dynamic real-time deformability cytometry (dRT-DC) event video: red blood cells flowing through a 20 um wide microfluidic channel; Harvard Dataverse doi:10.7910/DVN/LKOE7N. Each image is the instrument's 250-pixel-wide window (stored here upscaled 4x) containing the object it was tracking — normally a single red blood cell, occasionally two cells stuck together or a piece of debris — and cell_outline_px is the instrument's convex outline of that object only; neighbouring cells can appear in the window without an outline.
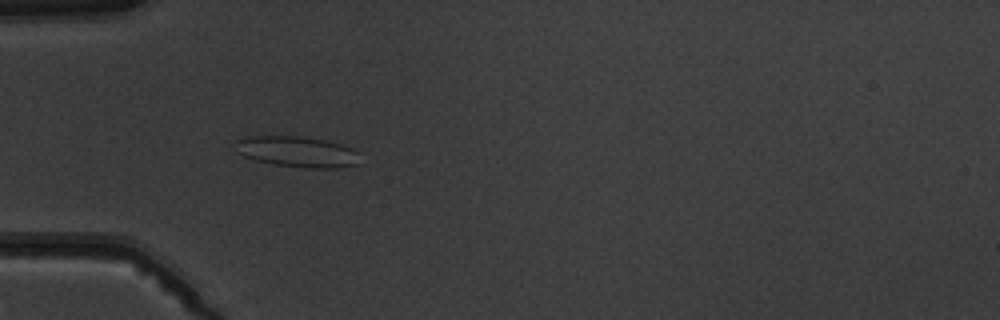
{"species": "common noctule bat (a hibernating species)", "species_latin": "Nyctalus noctula", "temperature_condition": "warm", "stored_images_in_passage": 4, "camera_frame_rate_fps": 3000, "um_per_image_px": 0.085, "animal": {"sex": "male", "body_mass_g": 19.5, "forearm_length_mm": 54.6}, "frame": {"image": 1, "passage_image": 3, "time_ms": 2.333, "image_size_px": [1000, 320], "cell_outline_px": [[360, 164], [336, 168], [304, 168], [272, 164], [256, 160], [244, 156], [236, 152], [232, 144], [236, 140], [248, 136], [300, 136], [324, 140], [340, 144], [352, 148], [360, 152]], "centroid_in_image_um": [25.26, 12.9], "position_along_channel_um": 59.7, "area_um2": 22.77}}
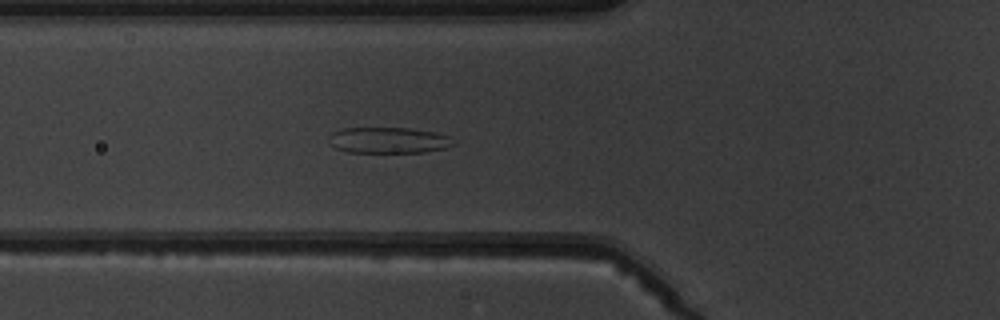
{"frame": {"image": 2, "passage_image": 4, "time_ms": 3.333, "image_size_px": [1000, 320], "cell_outline_px": [[456, 144], [444, 148], [424, 152], [348, 152], [336, 148], [332, 144], [328, 136], [332, 132], [340, 128], [408, 128], [432, 132], [452, 136]], "centroid_in_image_um": [33.04, 11.91], "position_along_channel_um": 92.8, "area_um2": 18.84}}